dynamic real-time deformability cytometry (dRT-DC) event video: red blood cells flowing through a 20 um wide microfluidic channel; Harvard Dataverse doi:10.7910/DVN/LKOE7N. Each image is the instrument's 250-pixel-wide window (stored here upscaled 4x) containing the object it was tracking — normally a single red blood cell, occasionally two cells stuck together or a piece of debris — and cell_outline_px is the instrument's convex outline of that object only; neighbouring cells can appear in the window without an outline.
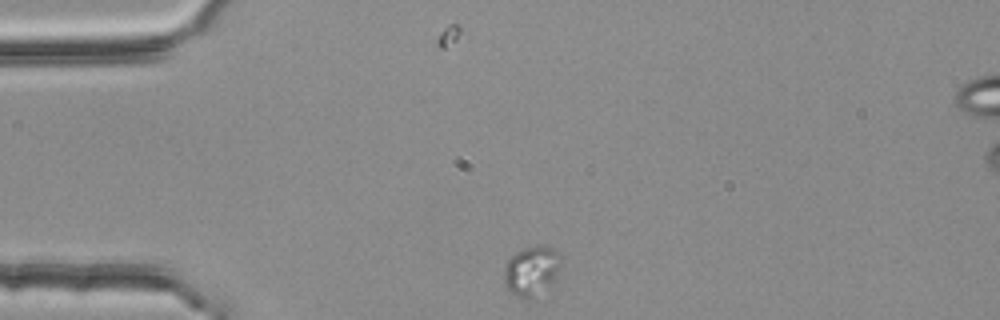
{"species": "common noctule bat (a hibernating species)", "species_latin": "Nyctalus noctula", "temperature_condition": "room temperature", "stored_images_in_passage": 3, "camera_frame_rate_fps": 3000, "um_per_image_px": 0.085, "animal": {"sex": "female", "body_mass_g": 25.1}, "frame": {"image": 1, "passage_image": 1, "time_ms": 0.0, "image_size_px": [1000, 320], "cell_outline_px": [[564, 260], [556, 288], [528, 300], [516, 296], [508, 292], [504, 284], [504, 268], [508, 260], [516, 252], [524, 248], [536, 244], [540, 244], [552, 248]], "centroid_in_image_um": [45.29, 23.08], "position_along_channel_um": 39.7, "area_um2": 17.86}}